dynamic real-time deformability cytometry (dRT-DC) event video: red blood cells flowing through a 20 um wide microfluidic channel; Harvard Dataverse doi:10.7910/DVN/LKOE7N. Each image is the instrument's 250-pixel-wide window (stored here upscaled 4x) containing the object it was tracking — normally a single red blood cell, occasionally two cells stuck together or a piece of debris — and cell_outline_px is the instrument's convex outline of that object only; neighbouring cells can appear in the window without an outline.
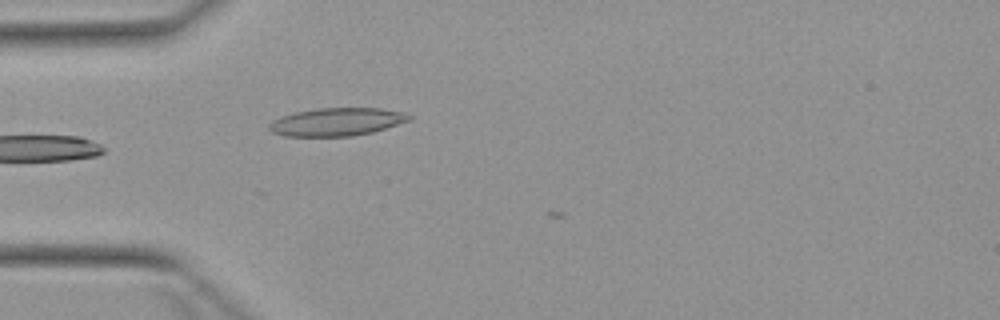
{"species": "Egyptian fruit bat (a non-hibernating species)", "species_latin": "Rousettus aegyptiacus", "temperature_condition": "warm", "stored_images_in_passage": 4, "camera_frame_rate_fps": 3000, "um_per_image_px": 0.085, "animal": {"sex": "female"}, "frame": {"image": 1, "passage_image": 4, "time_ms": 5.0, "image_size_px": [1000, 320], "cell_outline_px": [[412, 120], [372, 132], [352, 136], [284, 136], [272, 132], [268, 128], [268, 124], [272, 120], [280, 116], [296, 112], [316, 108], [380, 108], [408, 112], [412, 116]], "centroid_in_image_um": [28.65, 10.35], "position_along_channel_um": 56.4, "area_um2": 23.06}}